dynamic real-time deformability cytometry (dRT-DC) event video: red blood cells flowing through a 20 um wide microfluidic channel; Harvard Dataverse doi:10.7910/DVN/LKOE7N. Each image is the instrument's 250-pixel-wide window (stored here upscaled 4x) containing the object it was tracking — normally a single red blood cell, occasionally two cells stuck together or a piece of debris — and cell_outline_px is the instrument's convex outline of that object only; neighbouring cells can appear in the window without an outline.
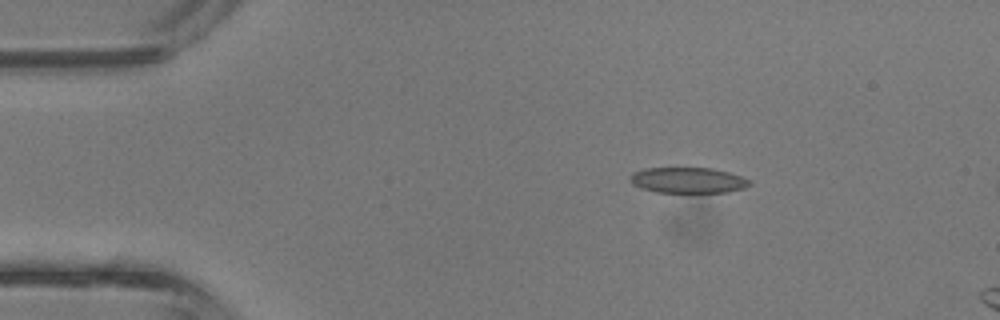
{"species": "common noctule bat (a hibernating species)", "species_latin": "Nyctalus noctula", "temperature_condition": "room temperature", "stored_images_in_passage": 3, "camera_frame_rate_fps": 3000, "um_per_image_px": 0.085, "animal": {"sex": "male", "body_mass_g": 13.3}, "frame": {"image": 1, "passage_image": 1, "time_ms": 0.0, "image_size_px": [1000, 320], "cell_outline_px": [[752, 184], [744, 188], [728, 192], [656, 192], [640, 188], [632, 184], [628, 180], [632, 172], [644, 168], [712, 168], [728, 172], [752, 180]], "centroid_in_image_um": [58.46, 15.32], "position_along_channel_um": 26.5, "area_um2": 18.03}}
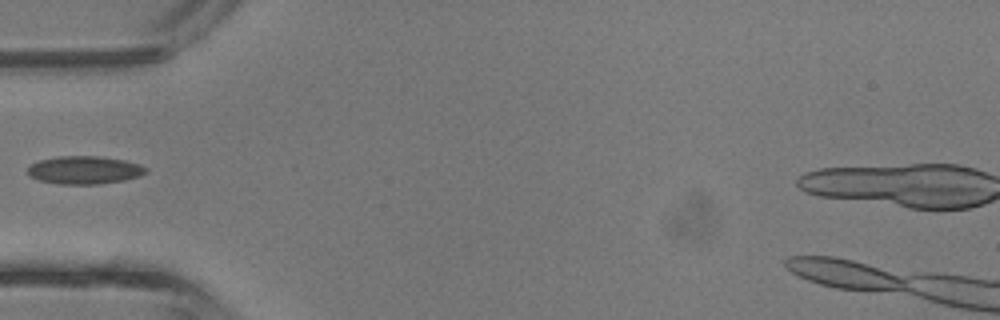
{"frame": {"image": 2, "passage_image": 3, "time_ms": 0.667, "image_size_px": [1000, 320], "cell_outline_px": [[148, 172], [140, 176], [124, 180], [96, 184], [60, 184], [40, 180], [28, 176], [28, 168], [32, 164], [40, 160], [60, 156], [104, 156], [124, 160], [140, 164], [148, 168]], "centroid_in_image_um": [7.22, 14.45], "position_along_channel_um": 77.8, "area_um2": 19.31}}